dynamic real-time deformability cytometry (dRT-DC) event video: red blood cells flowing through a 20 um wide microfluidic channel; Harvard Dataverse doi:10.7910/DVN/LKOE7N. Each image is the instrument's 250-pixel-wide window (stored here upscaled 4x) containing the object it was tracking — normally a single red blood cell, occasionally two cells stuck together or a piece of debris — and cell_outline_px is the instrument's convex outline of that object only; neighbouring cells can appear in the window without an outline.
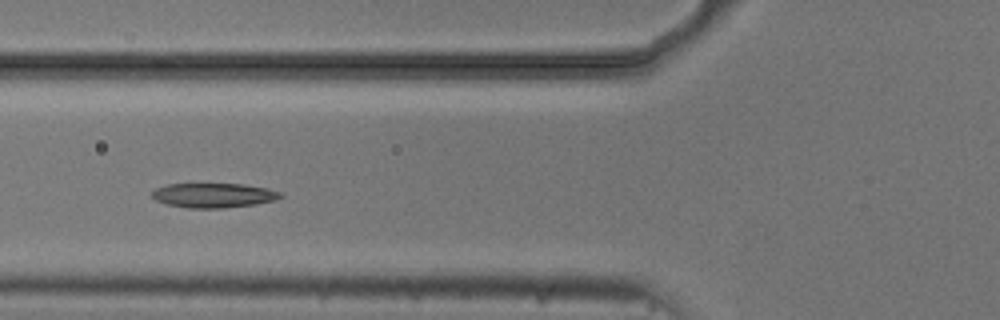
{"species": "common noctule bat (a hibernating species)", "species_latin": "Nyctalus noctula", "temperature_condition": "cold", "stored_images_in_passage": 39, "camera_frame_rate_fps": 3000, "um_per_image_px": 0.085, "animal": {"sex": "male", "body_mass_g": 20.5, "forearm_length_mm": 52.5}, "frame": {"image": 1, "passage_image": 5, "time_ms": 1.333, "image_size_px": [1000, 320], "cell_outline_px": [[284, 196], [276, 200], [256, 204], [224, 208], [188, 208], [168, 204], [156, 200], [152, 196], [152, 192], [156, 188], [168, 184], [244, 184], [268, 188], [280, 192]], "centroid_in_image_um": [18.2, 16.6], "position_along_channel_um": 107.6, "area_um2": 18.38}}
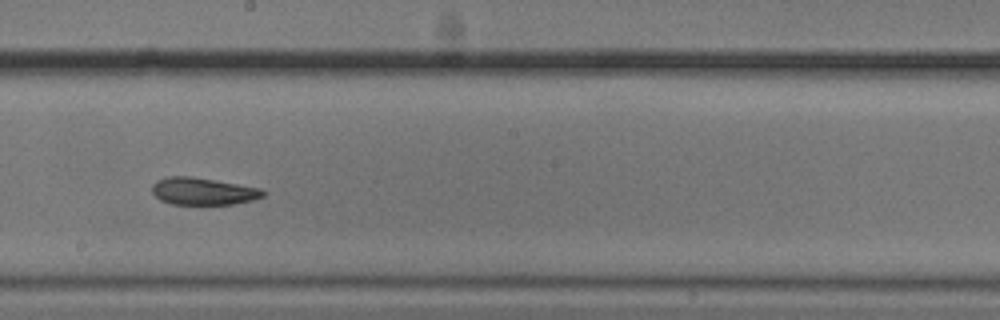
{"frame": {"image": 2, "passage_image": 15, "time_ms": 4.667, "image_size_px": [1000, 320], "cell_outline_px": [[268, 192], [264, 196], [252, 200], [232, 204], [172, 204], [160, 200], [152, 192], [152, 184], [156, 180], [168, 176], [188, 176], [264, 188]], "centroid_in_image_um": [17.29, 16.25], "position_along_channel_um": 230.9, "area_um2": 17.69}}
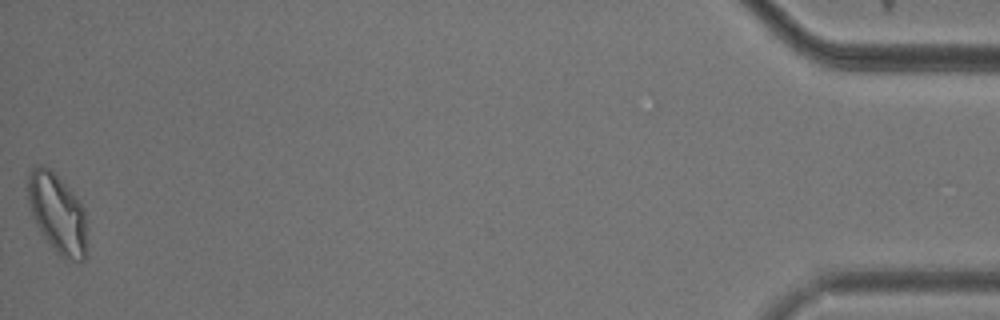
{"frame": {"image": 3, "passage_image": 39, "time_ms": 12.667, "image_size_px": [1000, 320], "cell_outline_px": [[84, 260], [80, 264], [64, 260], [56, 252], [44, 236], [36, 224], [28, 204], [28, 176], [32, 168], [36, 164], [40, 164], [48, 168], [72, 192], [84, 208]], "centroid_in_image_um": [4.85, 18.16], "position_along_channel_um": 430.4, "area_um2": 26.82}, "authors_computed_cell_mechanics": {"area_um2": 18.9006, "velocity_mm_per_s": 3.6851, "shape_relaxation_time_tau1_ms": 4.244, "shape_relaxation_time_tau2_ms": 2.6323, "deformation_change_tau1": 0.1255, "deformation_change_tau2": 0.0732}}